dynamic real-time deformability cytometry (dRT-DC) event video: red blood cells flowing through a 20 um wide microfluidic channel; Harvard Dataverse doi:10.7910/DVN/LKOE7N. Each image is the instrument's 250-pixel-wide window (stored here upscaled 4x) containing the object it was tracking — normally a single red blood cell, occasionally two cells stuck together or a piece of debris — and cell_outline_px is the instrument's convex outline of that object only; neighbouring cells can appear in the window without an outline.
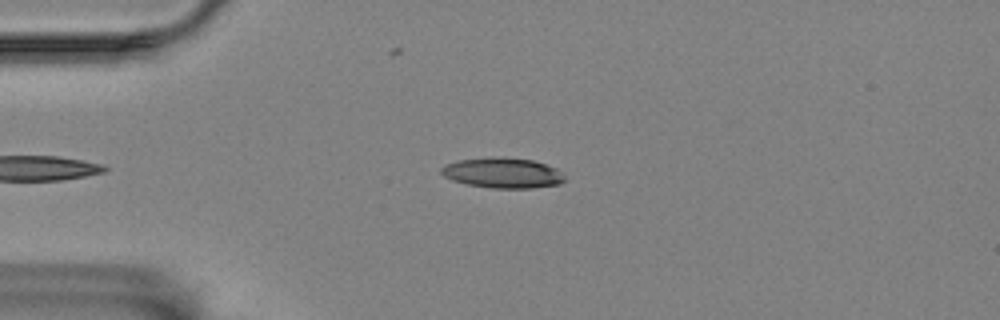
{"species": "Egyptian fruit bat (a non-hibernating species)", "species_latin": "Rousettus aegyptiacus", "temperature_condition": "room temperature", "stored_images_in_passage": 57, "camera_frame_rate_fps": 3000, "um_per_image_px": 0.085, "animal": {"sex": "female"}, "frame": {"image": 1, "passage_image": 13, "time_ms": 4.0, "image_size_px": [1000, 320], "cell_outline_px": [[564, 180], [560, 184], [532, 188], [492, 188], [468, 184], [452, 180], [444, 176], [440, 172], [440, 168], [444, 164], [456, 160], [492, 156], [532, 160], [556, 168], [564, 176]], "centroid_in_image_um": [42.68, 14.69], "position_along_channel_um": 42.3, "area_um2": 21.85}}
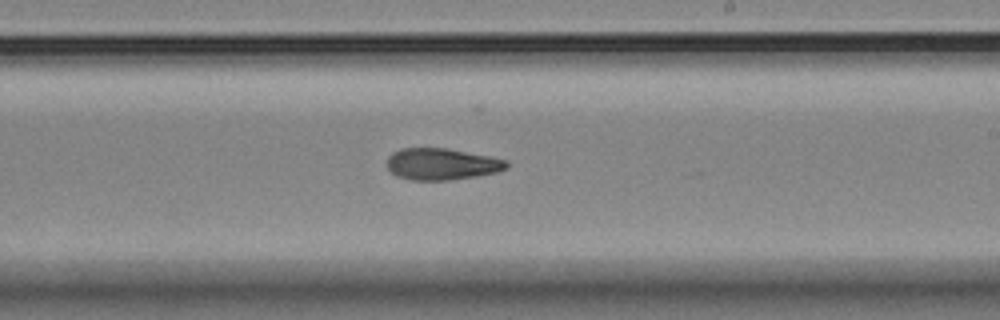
{"frame": {"image": 2, "passage_image": 33, "time_ms": 10.667, "image_size_px": [1000, 320], "cell_outline_px": [[508, 168], [496, 172], [476, 176], [448, 180], [412, 180], [396, 176], [388, 168], [388, 156], [392, 152], [400, 148], [448, 148], [508, 160]], "centroid_in_image_um": [37.54, 13.94], "position_along_channel_um": 251.5, "area_um2": 22.02}}
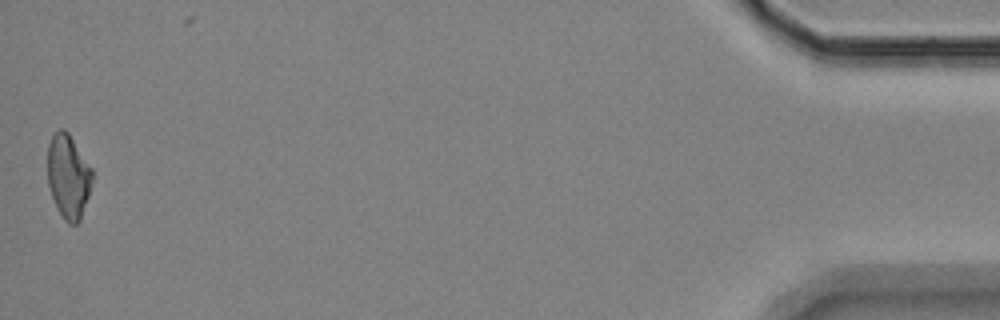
{"frame": {"image": 3, "passage_image": 56, "time_ms": 18.333, "image_size_px": [1000, 320], "cell_outline_px": [[92, 180], [88, 196], [80, 220], [76, 224], [68, 224], [64, 220], [56, 208], [48, 184], [48, 144], [52, 136], [60, 128], [64, 128], [68, 132], [92, 168]], "centroid_in_image_um": [5.8, 15.0], "position_along_channel_um": 429.4, "area_um2": 21.79}, "authors_computed_cell_mechanics": {"area_um2": 21.964, "velocity_mm_per_s": 3.4893, "shape_relaxation_time_tau1_ms": null, "shape_relaxation_time_tau2_ms": 8.0321, "deformation_change_tau1": null, "deformation_change_tau2": 0.1707}}